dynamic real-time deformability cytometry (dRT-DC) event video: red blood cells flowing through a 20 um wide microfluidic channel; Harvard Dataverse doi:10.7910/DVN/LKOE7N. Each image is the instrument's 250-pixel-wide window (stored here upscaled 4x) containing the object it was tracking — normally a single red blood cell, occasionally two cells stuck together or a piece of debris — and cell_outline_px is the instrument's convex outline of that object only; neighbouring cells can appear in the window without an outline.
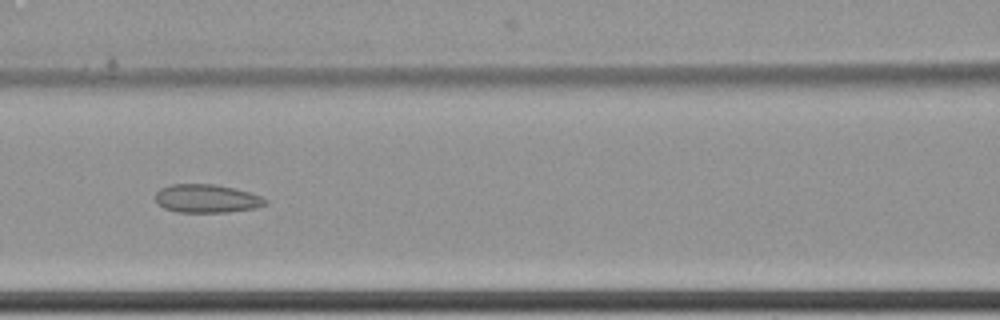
{"species": "common noctule bat (a hibernating species)", "species_latin": "Nyctalus noctula", "temperature_condition": "cold", "stored_images_in_passage": 9, "camera_frame_rate_fps": 3000, "um_per_image_px": 0.085, "animal": {"sex": "female", "body_mass_g": 22.7, "forearm_length_mm": 54.2}, "frame": {"image": 1, "passage_image": 8, "time_ms": 2.333, "image_size_px": [1000, 320], "cell_outline_px": [[268, 204], [256, 208], [228, 212], [176, 212], [164, 208], [156, 200], [156, 192], [160, 188], [172, 184], [216, 184], [236, 188], [260, 196], [268, 200]], "centroid_in_image_um": [17.6, 16.87], "position_along_channel_um": 149.0, "area_um2": 18.26}}
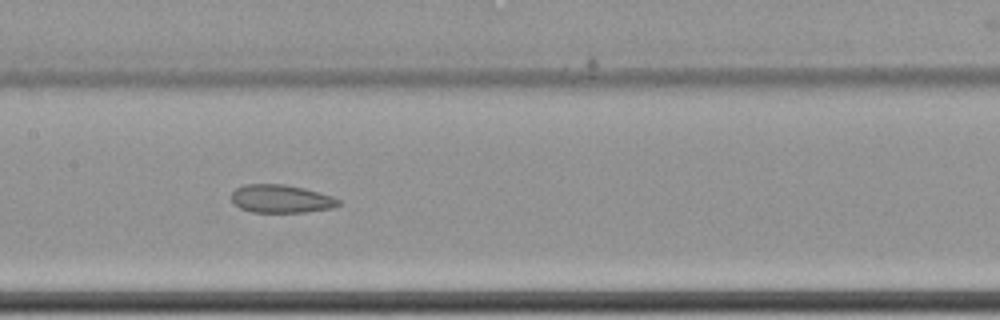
{"frame": {"image": 2, "passage_image": 9, "time_ms": 2.667, "image_size_px": [1000, 320], "cell_outline_px": [[344, 204], [332, 208], [304, 212], [252, 212], [240, 208], [232, 204], [232, 192], [236, 188], [244, 184], [284, 184], [304, 188], [332, 196], [340, 200]], "centroid_in_image_um": [23.9, 16.9], "position_along_channel_um": 183.5, "area_um2": 17.69}}